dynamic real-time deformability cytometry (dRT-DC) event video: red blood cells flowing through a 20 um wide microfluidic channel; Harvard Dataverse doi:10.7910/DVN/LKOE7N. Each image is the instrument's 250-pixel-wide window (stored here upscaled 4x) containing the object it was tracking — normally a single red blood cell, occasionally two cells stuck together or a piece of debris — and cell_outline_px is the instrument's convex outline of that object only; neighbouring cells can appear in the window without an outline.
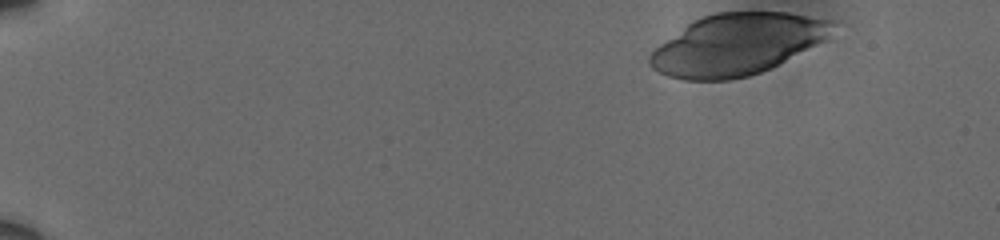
{"species": "human", "species_latin": "Homo sapiens", "temperature_condition": "cold", "stored_images_in_passage": 28, "camera_frame_rate_fps": 3000, "um_per_image_px": 0.085, "donor": {"sex": "male"}, "frame": {"image": 1, "passage_image": 1, "time_ms": 0.0, "image_size_px": [1000, 240], "cell_outline_px": [[832, 20], [828, 40], [760, 72], [748, 76], [728, 80], [684, 80], [668, 76], [652, 68], [648, 60], [648, 56], [660, 44], [692, 20], [716, 12], [788, 12]], "centroid_in_image_um": [62.63, 3.77], "position_along_channel_um": 22.4, "area_um2": 64.85}}